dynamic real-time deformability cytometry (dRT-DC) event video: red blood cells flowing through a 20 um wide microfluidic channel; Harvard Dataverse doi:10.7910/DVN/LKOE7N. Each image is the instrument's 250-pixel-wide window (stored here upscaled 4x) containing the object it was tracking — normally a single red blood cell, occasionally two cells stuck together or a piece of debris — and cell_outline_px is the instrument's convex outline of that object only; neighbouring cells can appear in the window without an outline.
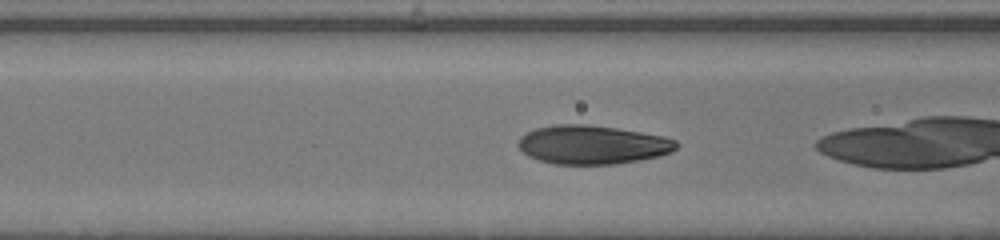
{"species": "human", "species_latin": "Homo sapiens", "temperature_condition": "warm", "stored_images_in_passage": 31, "camera_frame_rate_fps": 3000, "um_per_image_px": 0.085, "donor": {"sex": "male"}, "frame": {"image": 1, "passage_image": 13, "time_ms": 4.0, "image_size_px": [1000, 240], "cell_outline_px": [[680, 144], [672, 152], [660, 156], [640, 160], [616, 164], [556, 164], [540, 160], [528, 156], [520, 148], [520, 136], [536, 128], [552, 124], [588, 124], [616, 128], [664, 136], [676, 140]], "centroid_in_image_um": [50.4, 12.3], "position_along_channel_um": 116.2, "area_um2": 35.72}}
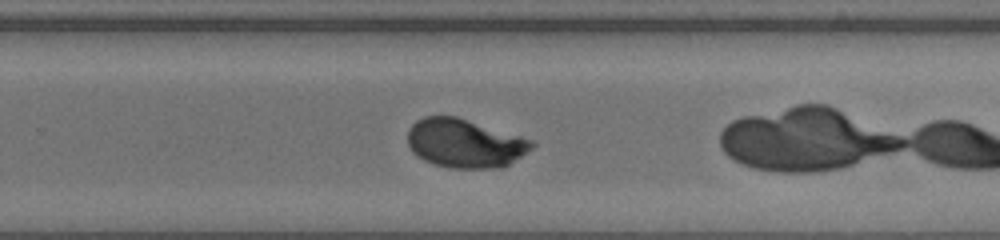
{"frame": {"image": 2, "passage_image": 25, "time_ms": 8.0, "image_size_px": [1000, 240], "cell_outline_px": [[536, 144], [532, 148], [508, 164], [500, 168], [452, 168], [432, 164], [416, 156], [412, 152], [408, 144], [408, 128], [416, 120], [424, 116], [456, 116], [520, 136], [532, 140]], "centroid_in_image_um": [39.46, 12.18], "position_along_channel_um": 290.3, "area_um2": 35.2}}
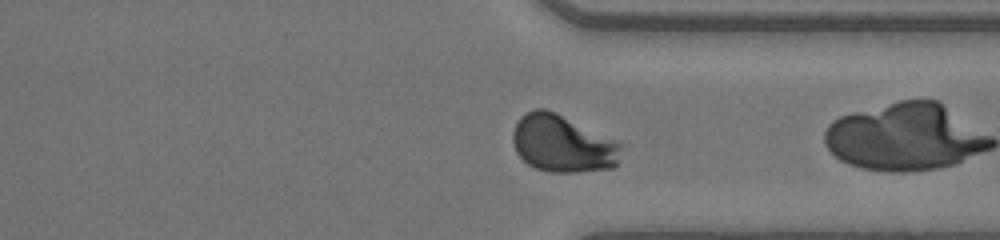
{"frame": {"image": 3, "passage_image": 30, "time_ms": 9.667, "image_size_px": [1000, 240], "cell_outline_px": [[620, 148], [616, 164], [612, 168], [576, 172], [548, 172], [536, 168], [528, 164], [516, 152], [512, 144], [512, 132], [520, 116], [524, 112], [536, 108], [544, 108], [556, 112], [620, 144]], "centroid_in_image_um": [47.72, 12.21], "position_along_channel_um": 363.7, "area_um2": 35.66}}